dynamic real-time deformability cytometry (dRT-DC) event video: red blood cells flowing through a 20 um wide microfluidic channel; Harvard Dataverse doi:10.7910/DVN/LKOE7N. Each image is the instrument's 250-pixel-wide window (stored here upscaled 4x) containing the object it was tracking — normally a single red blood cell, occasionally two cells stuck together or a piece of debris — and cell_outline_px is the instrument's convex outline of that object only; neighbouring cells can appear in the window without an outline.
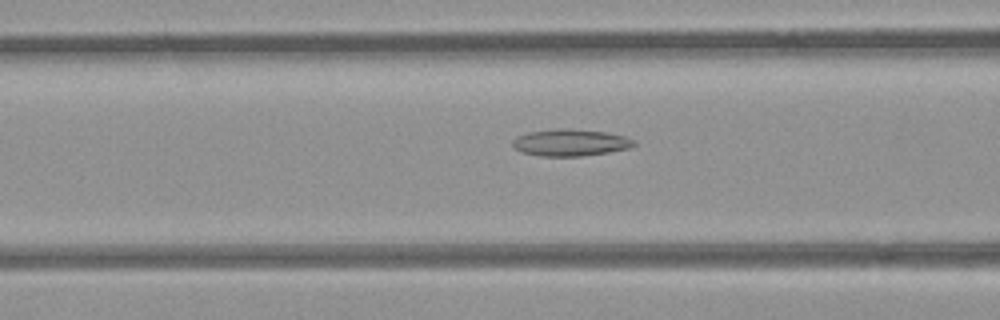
{"species": "common noctule bat (a hibernating species)", "species_latin": "Nyctalus noctula", "temperature_condition": "room temperature", "stored_images_in_passage": 45, "camera_frame_rate_fps": 3000, "um_per_image_px": 0.085, "animal": {"sex": "female", "body_mass_g": 21.9}, "frame": {"image": 1, "passage_image": 13, "time_ms": 4.0, "image_size_px": [1000, 320], "cell_outline_px": [[636, 144], [628, 148], [608, 152], [580, 156], [540, 156], [520, 152], [512, 144], [512, 140], [516, 136], [528, 132], [556, 128], [568, 128], [604, 132], [624, 136], [636, 140]], "centroid_in_image_um": [48.45, 12.11], "position_along_channel_um": 118.2, "area_um2": 19.02}}
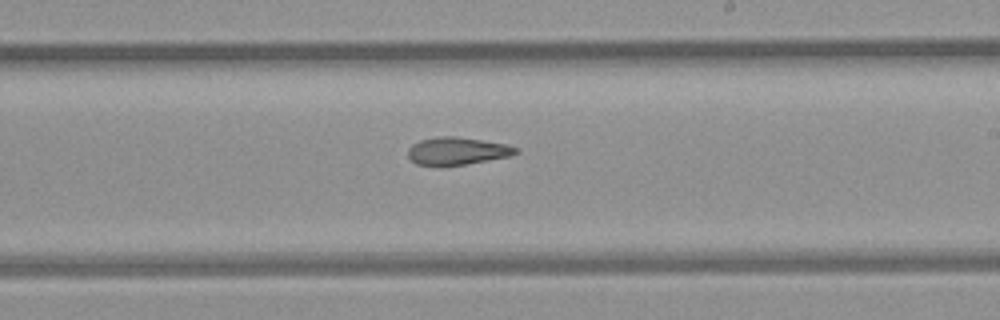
{"frame": {"image": 2, "passage_image": 23, "time_ms": 7.333, "image_size_px": [1000, 320], "cell_outline_px": [[520, 152], [512, 156], [440, 168], [416, 164], [408, 156], [408, 148], [412, 144], [420, 140], [440, 136], [456, 136], [508, 144], [520, 148]], "centroid_in_image_um": [38.87, 12.85], "position_along_channel_um": 250.1, "area_um2": 17.86}}
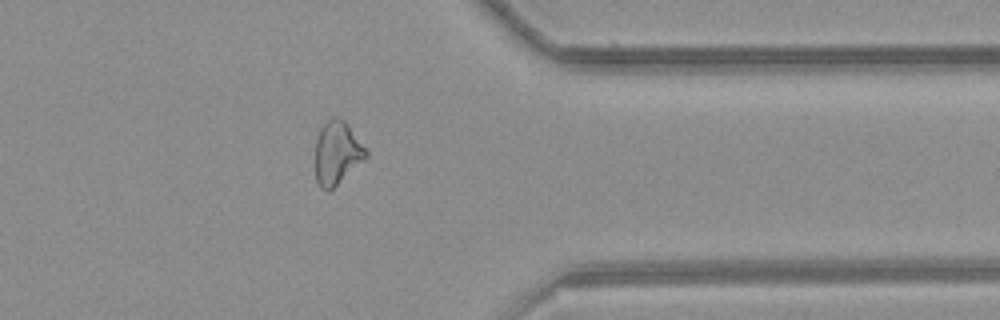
{"frame": {"image": 3, "passage_image": 34, "time_ms": 11.0, "image_size_px": [1000, 320], "cell_outline_px": [[368, 156], [328, 192], [320, 188], [316, 180], [316, 140], [320, 128], [332, 116], [336, 116], [344, 120], [348, 124], [368, 148]], "centroid_in_image_um": [28.67, 12.97], "position_along_channel_um": 382.7, "area_um2": 18.79}, "authors_computed_cell_mechanics": {"area_um2": 19.0162, "velocity_mm_per_s": 3.9575, "shape_relaxation_time_tau1_ms": null, "shape_relaxation_time_tau2_ms": 5.5215, "deformation_change_tau1": null, "deformation_change_tau2": 0.1598}}